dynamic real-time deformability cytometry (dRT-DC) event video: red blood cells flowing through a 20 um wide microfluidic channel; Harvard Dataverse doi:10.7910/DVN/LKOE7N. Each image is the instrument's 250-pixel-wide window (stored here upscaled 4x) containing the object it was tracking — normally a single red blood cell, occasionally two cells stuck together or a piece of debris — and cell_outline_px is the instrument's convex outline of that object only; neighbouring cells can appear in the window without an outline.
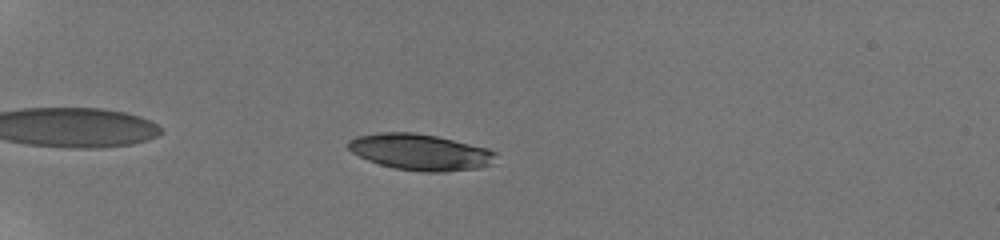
{"species": "human", "species_latin": "Homo sapiens", "temperature_condition": "room temperature", "stored_images_in_passage": 17, "camera_frame_rate_fps": 3000, "um_per_image_px": 0.085, "donor": {"sex": "male"}, "frame": {"image": 1, "passage_image": 2, "time_ms": 0.333, "image_size_px": [1000, 240], "cell_outline_px": [[496, 152], [492, 164], [480, 168], [444, 172], [424, 172], [396, 168], [380, 164], [368, 160], [352, 152], [348, 148], [348, 140], [356, 136], [380, 132], [412, 132], [436, 136], [488, 148]], "centroid_in_image_um": [35.73, 12.92], "position_along_channel_um": 49.3, "area_um2": 31.04}}
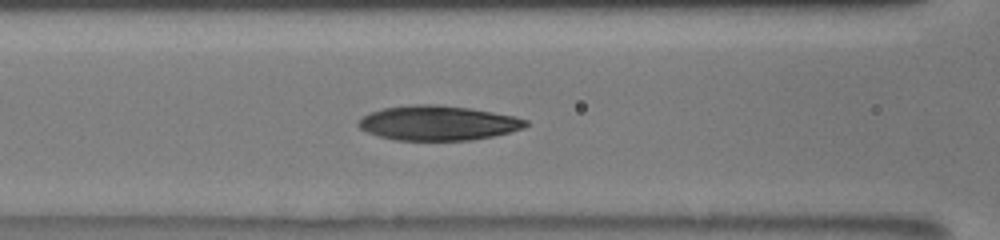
{"frame": {"image": 2, "passage_image": 9, "time_ms": 3.667, "image_size_px": [1000, 240], "cell_outline_px": [[528, 124], [524, 128], [492, 136], [472, 140], [396, 140], [380, 136], [368, 132], [360, 128], [356, 124], [364, 116], [372, 112], [384, 108], [416, 104], [436, 104], [468, 108], [492, 112], [512, 116], [528, 120]], "centroid_in_image_um": [37.23, 10.46], "position_along_channel_um": 129.4, "area_um2": 33.41}}
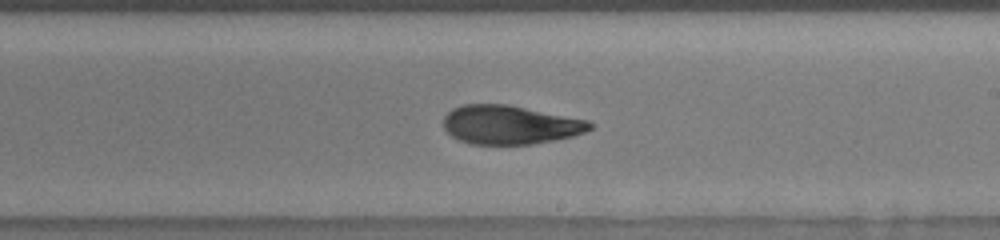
{"frame": {"image": 3, "passage_image": 16, "time_ms": 6.667, "image_size_px": [1000, 240], "cell_outline_px": [[596, 124], [592, 128], [584, 132], [572, 136], [532, 144], [472, 144], [460, 140], [452, 136], [444, 128], [444, 116], [452, 108], [464, 104], [508, 104], [588, 120]], "centroid_in_image_um": [43.36, 10.6], "position_along_channel_um": 245.6, "area_um2": 33.06}}